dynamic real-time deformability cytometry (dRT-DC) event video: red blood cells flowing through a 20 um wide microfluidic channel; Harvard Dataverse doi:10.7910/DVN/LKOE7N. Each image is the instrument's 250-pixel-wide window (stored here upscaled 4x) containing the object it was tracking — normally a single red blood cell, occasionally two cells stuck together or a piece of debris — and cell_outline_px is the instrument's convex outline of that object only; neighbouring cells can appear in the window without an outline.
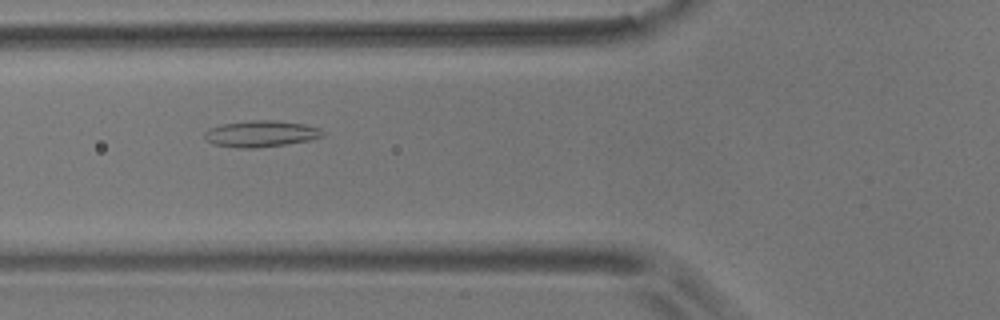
{"species": "common noctule bat (a hibernating species)", "species_latin": "Nyctalus noctula", "temperature_condition": "room temperature", "stored_images_in_passage": 6, "camera_frame_rate_fps": 3000, "um_per_image_px": 0.085, "animal": {"sex": "male", "body_mass_g": 17.9}, "frame": {"image": 1, "passage_image": 6, "time_ms": 6.0, "image_size_px": [1000, 320], "cell_outline_px": [[324, 136], [312, 140], [256, 148], [236, 148], [216, 144], [208, 140], [204, 136], [204, 132], [208, 128], [220, 124], [252, 120], [276, 120], [304, 124], [320, 128], [324, 132]], "centroid_in_image_um": [22.2, 11.36], "position_along_channel_um": 103.6, "area_um2": 18.21}}